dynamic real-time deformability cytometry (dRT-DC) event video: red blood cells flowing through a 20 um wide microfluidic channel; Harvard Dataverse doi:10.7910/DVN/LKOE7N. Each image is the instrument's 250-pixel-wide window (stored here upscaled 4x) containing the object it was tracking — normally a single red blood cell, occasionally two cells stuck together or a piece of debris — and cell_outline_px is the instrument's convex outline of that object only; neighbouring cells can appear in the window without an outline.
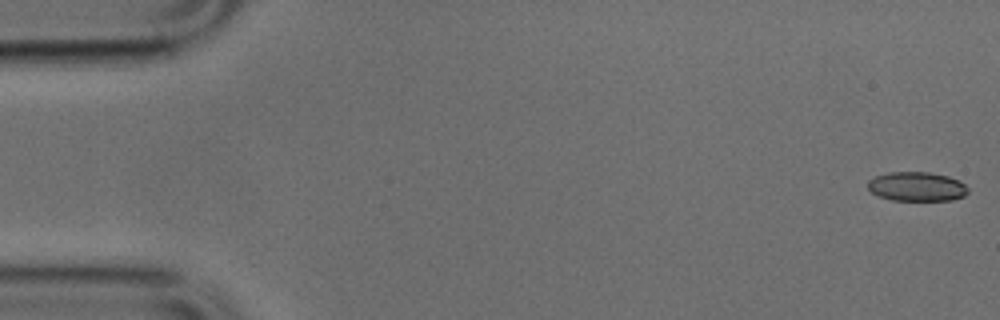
{"species": "common noctule bat (a hibernating species)", "species_latin": "Nyctalus noctula", "temperature_condition": "cold", "stored_images_in_passage": 50, "camera_frame_rate_fps": 3000, "um_per_image_px": 0.085, "animal": {"sex": "male", "body_mass_g": 17.9, "forearm_length_mm": 54.2}, "frame": {"image": 1, "passage_image": 1, "time_ms": 0.0, "image_size_px": [1000, 320], "cell_outline_px": [[968, 192], [964, 196], [952, 200], [892, 200], [880, 196], [872, 192], [868, 188], [868, 180], [876, 176], [888, 172], [928, 172], [948, 176], [960, 180], [968, 188]], "centroid_in_image_um": [77.95, 15.85], "position_along_channel_um": 7.1, "area_um2": 17.05}}
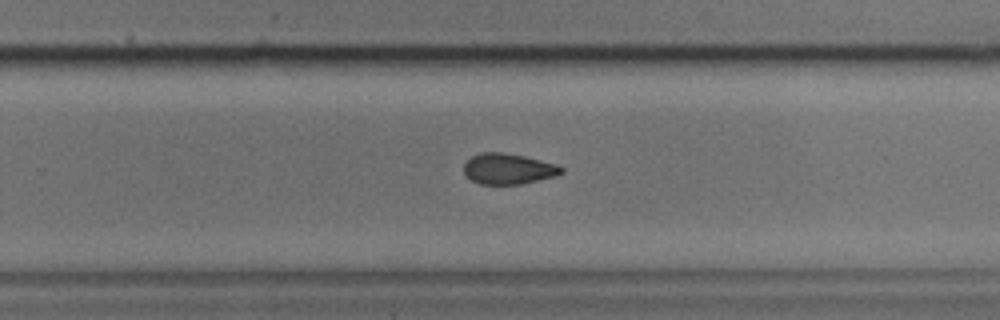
{"frame": {"image": 2, "passage_image": 32, "time_ms": 10.333, "image_size_px": [1000, 320], "cell_outline_px": [[564, 172], [556, 176], [520, 184], [480, 184], [472, 180], [464, 172], [464, 164], [472, 156], [480, 152], [500, 152], [524, 156], [556, 164], [564, 168]], "centroid_in_image_um": [43.22, 14.35], "position_along_channel_um": 286.6, "area_um2": 17.34}}
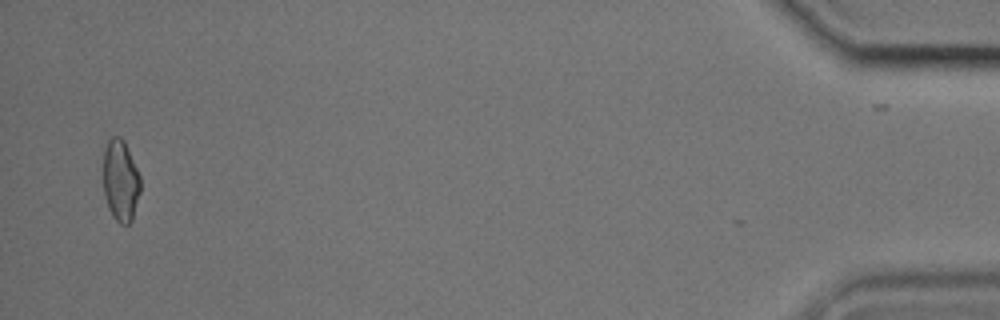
{"frame": {"image": 3, "passage_image": 49, "time_ms": 16.0, "image_size_px": [1000, 320], "cell_outline_px": [[140, 192], [132, 220], [128, 224], [120, 224], [112, 216], [108, 208], [104, 196], [104, 148], [108, 140], [112, 136], [120, 136], [124, 140], [140, 176]], "centroid_in_image_um": [10.24, 15.35], "position_along_channel_um": 425.0, "area_um2": 17.69}}